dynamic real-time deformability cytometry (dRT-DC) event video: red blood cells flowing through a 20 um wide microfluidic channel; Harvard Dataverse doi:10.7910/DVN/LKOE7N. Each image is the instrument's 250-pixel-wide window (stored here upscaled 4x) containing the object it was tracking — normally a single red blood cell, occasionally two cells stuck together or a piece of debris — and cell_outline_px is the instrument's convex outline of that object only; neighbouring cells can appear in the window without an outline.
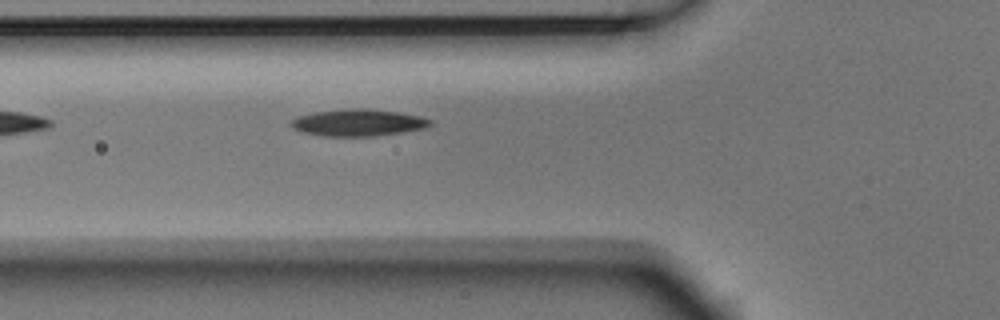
{"species": "Egyptian fruit bat (a non-hibernating species)", "species_latin": "Rousettus aegyptiacus", "temperature_condition": "room temperature", "stored_images_in_passage": 2, "camera_frame_rate_fps": 3000, "um_per_image_px": 0.085, "animal": {"sex": "male"}, "frame": {"image": 1, "passage_image": 2, "time_ms": 0.333, "image_size_px": [1000, 320], "cell_outline_px": [[432, 124], [424, 128], [404, 132], [372, 136], [320, 136], [300, 132], [292, 128], [288, 124], [288, 120], [296, 116], [316, 112], [348, 108], [368, 108], [400, 112], [420, 116], [432, 120]], "centroid_in_image_um": [30.38, 10.42], "position_along_channel_um": 95.4, "area_um2": 22.2}}